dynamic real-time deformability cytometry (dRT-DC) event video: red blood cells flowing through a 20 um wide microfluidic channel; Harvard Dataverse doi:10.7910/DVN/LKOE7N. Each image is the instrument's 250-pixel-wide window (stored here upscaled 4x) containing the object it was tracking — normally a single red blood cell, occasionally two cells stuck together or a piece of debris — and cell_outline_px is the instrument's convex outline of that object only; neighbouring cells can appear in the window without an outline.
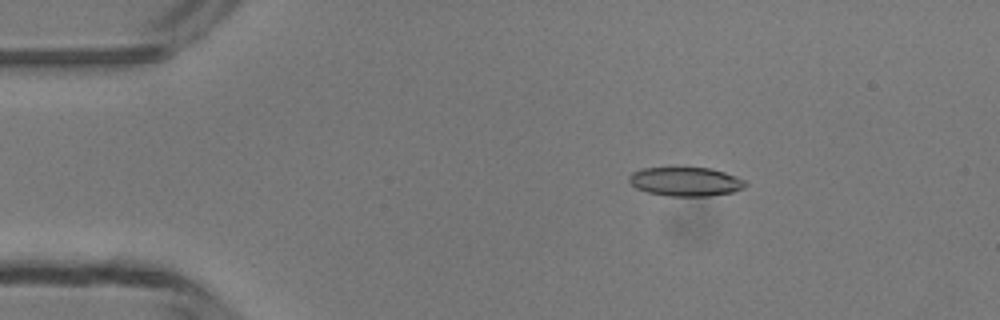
{"species": "common noctule bat (a hibernating species)", "species_latin": "Nyctalus noctula", "temperature_condition": "room temperature", "stored_images_in_passage": 6, "camera_frame_rate_fps": 3000, "um_per_image_px": 0.085, "animal": {"sex": "male", "body_mass_g": 13.3}, "frame": {"image": 1, "passage_image": 3, "time_ms": 2.333, "image_size_px": [1000, 320], "cell_outline_px": [[748, 184], [744, 188], [732, 192], [708, 196], [668, 196], [648, 192], [636, 188], [628, 180], [628, 176], [632, 172], [644, 168], [712, 168], [736, 176], [744, 180]], "centroid_in_image_um": [58.29, 15.44], "position_along_channel_um": 26.7, "area_um2": 19.59}}
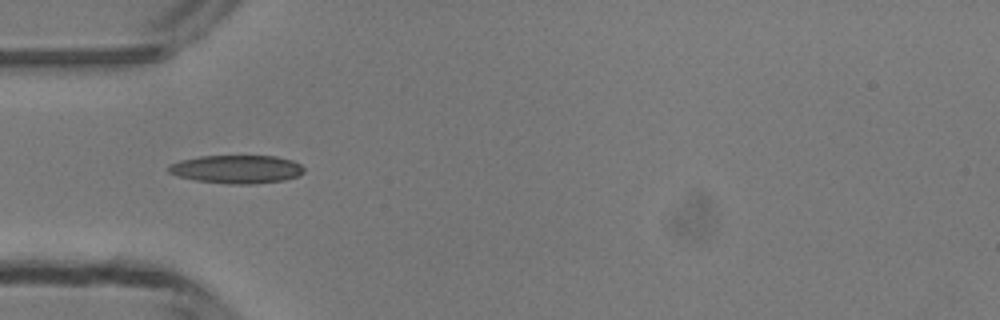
{"frame": {"image": 2, "passage_image": 5, "time_ms": 4.667, "image_size_px": [1000, 320], "cell_outline_px": [[304, 172], [296, 176], [284, 180], [252, 184], [228, 184], [196, 180], [176, 176], [168, 172], [164, 168], [168, 164], [180, 160], [200, 156], [276, 156], [292, 160], [300, 164], [304, 168]], "centroid_in_image_um": [20.06, 14.38], "position_along_channel_um": 64.9, "area_um2": 22.48}}
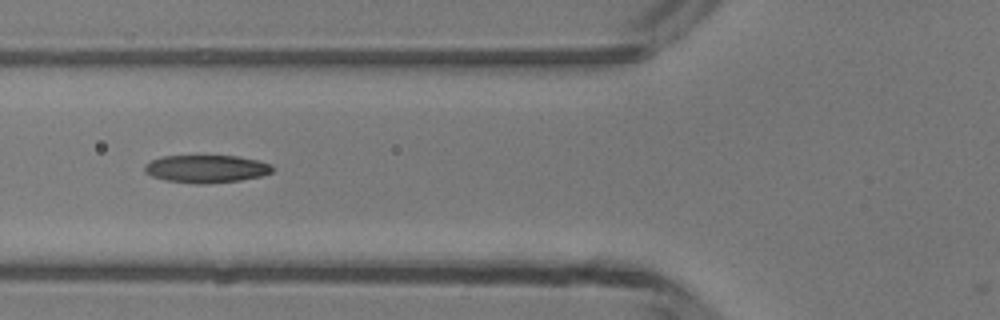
{"frame": {"image": 3, "passage_image": 6, "time_ms": 5.667, "image_size_px": [1000, 320], "cell_outline_px": [[272, 172], [260, 176], [240, 180], [204, 184], [196, 184], [168, 180], [152, 176], [144, 172], [144, 164], [160, 156], [240, 156], [260, 160], [272, 164]], "centroid_in_image_um": [17.54, 14.34], "position_along_channel_um": 108.3, "area_um2": 20.69}}